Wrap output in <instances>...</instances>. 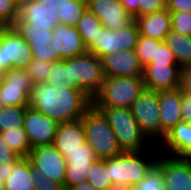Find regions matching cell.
Instances as JSON below:
<instances>
[{
	"label": "cell",
	"instance_id": "obj_1",
	"mask_svg": "<svg viewBox=\"0 0 191 190\" xmlns=\"http://www.w3.org/2000/svg\"><path fill=\"white\" fill-rule=\"evenodd\" d=\"M92 106V99L81 89L53 87L48 82L34 83L29 96V107L59 123L75 122Z\"/></svg>",
	"mask_w": 191,
	"mask_h": 190
},
{
	"label": "cell",
	"instance_id": "obj_2",
	"mask_svg": "<svg viewBox=\"0 0 191 190\" xmlns=\"http://www.w3.org/2000/svg\"><path fill=\"white\" fill-rule=\"evenodd\" d=\"M146 153L145 150L123 151L117 156L108 158L107 166L112 184L131 188L141 181L156 165L159 157L152 155L151 159L149 157L151 155Z\"/></svg>",
	"mask_w": 191,
	"mask_h": 190
},
{
	"label": "cell",
	"instance_id": "obj_3",
	"mask_svg": "<svg viewBox=\"0 0 191 190\" xmlns=\"http://www.w3.org/2000/svg\"><path fill=\"white\" fill-rule=\"evenodd\" d=\"M107 119L122 151H143L150 141L142 133L130 108L94 107ZM146 141V142H145ZM145 146V147H144ZM146 148V149H145Z\"/></svg>",
	"mask_w": 191,
	"mask_h": 190
},
{
	"label": "cell",
	"instance_id": "obj_4",
	"mask_svg": "<svg viewBox=\"0 0 191 190\" xmlns=\"http://www.w3.org/2000/svg\"><path fill=\"white\" fill-rule=\"evenodd\" d=\"M86 143L97 159H108L123 151L118 145L113 129L103 114L91 106L82 116Z\"/></svg>",
	"mask_w": 191,
	"mask_h": 190
},
{
	"label": "cell",
	"instance_id": "obj_5",
	"mask_svg": "<svg viewBox=\"0 0 191 190\" xmlns=\"http://www.w3.org/2000/svg\"><path fill=\"white\" fill-rule=\"evenodd\" d=\"M143 90L142 77H105L100 91L92 99V106L130 108Z\"/></svg>",
	"mask_w": 191,
	"mask_h": 190
},
{
	"label": "cell",
	"instance_id": "obj_6",
	"mask_svg": "<svg viewBox=\"0 0 191 190\" xmlns=\"http://www.w3.org/2000/svg\"><path fill=\"white\" fill-rule=\"evenodd\" d=\"M68 74L69 84L91 99L100 91L105 79L101 59L89 52L68 59Z\"/></svg>",
	"mask_w": 191,
	"mask_h": 190
},
{
	"label": "cell",
	"instance_id": "obj_7",
	"mask_svg": "<svg viewBox=\"0 0 191 190\" xmlns=\"http://www.w3.org/2000/svg\"><path fill=\"white\" fill-rule=\"evenodd\" d=\"M33 60L31 46L13 26L0 27V69H25Z\"/></svg>",
	"mask_w": 191,
	"mask_h": 190
},
{
	"label": "cell",
	"instance_id": "obj_8",
	"mask_svg": "<svg viewBox=\"0 0 191 190\" xmlns=\"http://www.w3.org/2000/svg\"><path fill=\"white\" fill-rule=\"evenodd\" d=\"M131 112L142 133L151 142H161L158 92L145 89L132 103Z\"/></svg>",
	"mask_w": 191,
	"mask_h": 190
},
{
	"label": "cell",
	"instance_id": "obj_9",
	"mask_svg": "<svg viewBox=\"0 0 191 190\" xmlns=\"http://www.w3.org/2000/svg\"><path fill=\"white\" fill-rule=\"evenodd\" d=\"M139 35V28L135 20L118 31L103 27L97 39L87 50L102 59L105 55L111 53L135 49Z\"/></svg>",
	"mask_w": 191,
	"mask_h": 190
},
{
	"label": "cell",
	"instance_id": "obj_10",
	"mask_svg": "<svg viewBox=\"0 0 191 190\" xmlns=\"http://www.w3.org/2000/svg\"><path fill=\"white\" fill-rule=\"evenodd\" d=\"M33 82L26 69L12 67L4 72L0 83L1 100L5 106H29Z\"/></svg>",
	"mask_w": 191,
	"mask_h": 190
},
{
	"label": "cell",
	"instance_id": "obj_11",
	"mask_svg": "<svg viewBox=\"0 0 191 190\" xmlns=\"http://www.w3.org/2000/svg\"><path fill=\"white\" fill-rule=\"evenodd\" d=\"M27 158L35 172L59 182L64 187L66 158L53 145L31 149Z\"/></svg>",
	"mask_w": 191,
	"mask_h": 190
},
{
	"label": "cell",
	"instance_id": "obj_12",
	"mask_svg": "<svg viewBox=\"0 0 191 190\" xmlns=\"http://www.w3.org/2000/svg\"><path fill=\"white\" fill-rule=\"evenodd\" d=\"M59 122L43 113L31 108H26L23 129L31 149L53 145Z\"/></svg>",
	"mask_w": 191,
	"mask_h": 190
},
{
	"label": "cell",
	"instance_id": "obj_13",
	"mask_svg": "<svg viewBox=\"0 0 191 190\" xmlns=\"http://www.w3.org/2000/svg\"><path fill=\"white\" fill-rule=\"evenodd\" d=\"M156 165L163 171L166 190H191V158L162 154Z\"/></svg>",
	"mask_w": 191,
	"mask_h": 190
},
{
	"label": "cell",
	"instance_id": "obj_14",
	"mask_svg": "<svg viewBox=\"0 0 191 190\" xmlns=\"http://www.w3.org/2000/svg\"><path fill=\"white\" fill-rule=\"evenodd\" d=\"M18 33L27 40L31 46L33 59L39 61H58V52L52 45L54 28L32 27V24H13Z\"/></svg>",
	"mask_w": 191,
	"mask_h": 190
},
{
	"label": "cell",
	"instance_id": "obj_15",
	"mask_svg": "<svg viewBox=\"0 0 191 190\" xmlns=\"http://www.w3.org/2000/svg\"><path fill=\"white\" fill-rule=\"evenodd\" d=\"M86 3L87 9L112 31L121 30L134 21L118 0H86Z\"/></svg>",
	"mask_w": 191,
	"mask_h": 190
},
{
	"label": "cell",
	"instance_id": "obj_16",
	"mask_svg": "<svg viewBox=\"0 0 191 190\" xmlns=\"http://www.w3.org/2000/svg\"><path fill=\"white\" fill-rule=\"evenodd\" d=\"M101 62L105 77H143L144 66L135 49L105 55Z\"/></svg>",
	"mask_w": 191,
	"mask_h": 190
},
{
	"label": "cell",
	"instance_id": "obj_17",
	"mask_svg": "<svg viewBox=\"0 0 191 190\" xmlns=\"http://www.w3.org/2000/svg\"><path fill=\"white\" fill-rule=\"evenodd\" d=\"M67 163L64 189L87 181L88 171L97 159L93 149L87 144H82L80 149L73 152H60Z\"/></svg>",
	"mask_w": 191,
	"mask_h": 190
},
{
	"label": "cell",
	"instance_id": "obj_18",
	"mask_svg": "<svg viewBox=\"0 0 191 190\" xmlns=\"http://www.w3.org/2000/svg\"><path fill=\"white\" fill-rule=\"evenodd\" d=\"M178 65L149 63L144 66L143 81L145 89L156 92L176 90L180 87Z\"/></svg>",
	"mask_w": 191,
	"mask_h": 190
},
{
	"label": "cell",
	"instance_id": "obj_19",
	"mask_svg": "<svg viewBox=\"0 0 191 190\" xmlns=\"http://www.w3.org/2000/svg\"><path fill=\"white\" fill-rule=\"evenodd\" d=\"M52 45L58 60L81 56L88 52L77 27L58 23L52 33Z\"/></svg>",
	"mask_w": 191,
	"mask_h": 190
},
{
	"label": "cell",
	"instance_id": "obj_20",
	"mask_svg": "<svg viewBox=\"0 0 191 190\" xmlns=\"http://www.w3.org/2000/svg\"><path fill=\"white\" fill-rule=\"evenodd\" d=\"M59 23L56 0L30 1L19 10L14 24H32V27L54 28Z\"/></svg>",
	"mask_w": 191,
	"mask_h": 190
},
{
	"label": "cell",
	"instance_id": "obj_21",
	"mask_svg": "<svg viewBox=\"0 0 191 190\" xmlns=\"http://www.w3.org/2000/svg\"><path fill=\"white\" fill-rule=\"evenodd\" d=\"M160 106L161 141L181 118V90L178 88L171 91L158 92Z\"/></svg>",
	"mask_w": 191,
	"mask_h": 190
},
{
	"label": "cell",
	"instance_id": "obj_22",
	"mask_svg": "<svg viewBox=\"0 0 191 190\" xmlns=\"http://www.w3.org/2000/svg\"><path fill=\"white\" fill-rule=\"evenodd\" d=\"M161 144L169 156L191 158V123L179 121L165 134Z\"/></svg>",
	"mask_w": 191,
	"mask_h": 190
},
{
	"label": "cell",
	"instance_id": "obj_23",
	"mask_svg": "<svg viewBox=\"0 0 191 190\" xmlns=\"http://www.w3.org/2000/svg\"><path fill=\"white\" fill-rule=\"evenodd\" d=\"M139 34L159 41H164L171 31V14L165 8L161 11L137 17L135 19Z\"/></svg>",
	"mask_w": 191,
	"mask_h": 190
},
{
	"label": "cell",
	"instance_id": "obj_24",
	"mask_svg": "<svg viewBox=\"0 0 191 190\" xmlns=\"http://www.w3.org/2000/svg\"><path fill=\"white\" fill-rule=\"evenodd\" d=\"M85 143V131L81 119L75 122L59 123L53 142V146L59 152H73Z\"/></svg>",
	"mask_w": 191,
	"mask_h": 190
},
{
	"label": "cell",
	"instance_id": "obj_25",
	"mask_svg": "<svg viewBox=\"0 0 191 190\" xmlns=\"http://www.w3.org/2000/svg\"><path fill=\"white\" fill-rule=\"evenodd\" d=\"M34 169L27 157H22L14 166L11 175L4 181L5 190H34Z\"/></svg>",
	"mask_w": 191,
	"mask_h": 190
},
{
	"label": "cell",
	"instance_id": "obj_26",
	"mask_svg": "<svg viewBox=\"0 0 191 190\" xmlns=\"http://www.w3.org/2000/svg\"><path fill=\"white\" fill-rule=\"evenodd\" d=\"M164 42L173 52L180 68L191 65V36L171 30Z\"/></svg>",
	"mask_w": 191,
	"mask_h": 190
},
{
	"label": "cell",
	"instance_id": "obj_27",
	"mask_svg": "<svg viewBox=\"0 0 191 190\" xmlns=\"http://www.w3.org/2000/svg\"><path fill=\"white\" fill-rule=\"evenodd\" d=\"M59 23L77 26L87 9L86 0H56Z\"/></svg>",
	"mask_w": 191,
	"mask_h": 190
},
{
	"label": "cell",
	"instance_id": "obj_28",
	"mask_svg": "<svg viewBox=\"0 0 191 190\" xmlns=\"http://www.w3.org/2000/svg\"><path fill=\"white\" fill-rule=\"evenodd\" d=\"M76 27L84 45L88 49L97 39L99 32L104 26L96 15L86 9Z\"/></svg>",
	"mask_w": 191,
	"mask_h": 190
},
{
	"label": "cell",
	"instance_id": "obj_29",
	"mask_svg": "<svg viewBox=\"0 0 191 190\" xmlns=\"http://www.w3.org/2000/svg\"><path fill=\"white\" fill-rule=\"evenodd\" d=\"M87 181L97 190H106L112 184L107 159H96L88 171Z\"/></svg>",
	"mask_w": 191,
	"mask_h": 190
},
{
	"label": "cell",
	"instance_id": "obj_30",
	"mask_svg": "<svg viewBox=\"0 0 191 190\" xmlns=\"http://www.w3.org/2000/svg\"><path fill=\"white\" fill-rule=\"evenodd\" d=\"M0 135L20 157H28L31 146L23 128L7 129L0 132Z\"/></svg>",
	"mask_w": 191,
	"mask_h": 190
},
{
	"label": "cell",
	"instance_id": "obj_31",
	"mask_svg": "<svg viewBox=\"0 0 191 190\" xmlns=\"http://www.w3.org/2000/svg\"><path fill=\"white\" fill-rule=\"evenodd\" d=\"M28 106H5L0 110V132L7 129L23 128Z\"/></svg>",
	"mask_w": 191,
	"mask_h": 190
},
{
	"label": "cell",
	"instance_id": "obj_32",
	"mask_svg": "<svg viewBox=\"0 0 191 190\" xmlns=\"http://www.w3.org/2000/svg\"><path fill=\"white\" fill-rule=\"evenodd\" d=\"M46 82L51 84L53 87L60 85L66 86L69 89H75L71 84H69L68 59H61L52 62V67L49 70Z\"/></svg>",
	"mask_w": 191,
	"mask_h": 190
},
{
	"label": "cell",
	"instance_id": "obj_33",
	"mask_svg": "<svg viewBox=\"0 0 191 190\" xmlns=\"http://www.w3.org/2000/svg\"><path fill=\"white\" fill-rule=\"evenodd\" d=\"M130 190H166L163 171L155 165L151 171Z\"/></svg>",
	"mask_w": 191,
	"mask_h": 190
},
{
	"label": "cell",
	"instance_id": "obj_34",
	"mask_svg": "<svg viewBox=\"0 0 191 190\" xmlns=\"http://www.w3.org/2000/svg\"><path fill=\"white\" fill-rule=\"evenodd\" d=\"M161 42L162 41L139 35L135 51L143 66L151 63L152 58H155L156 47H158Z\"/></svg>",
	"mask_w": 191,
	"mask_h": 190
},
{
	"label": "cell",
	"instance_id": "obj_35",
	"mask_svg": "<svg viewBox=\"0 0 191 190\" xmlns=\"http://www.w3.org/2000/svg\"><path fill=\"white\" fill-rule=\"evenodd\" d=\"M51 67L52 62L39 61L33 59L25 69L32 82L38 83L47 80L48 73Z\"/></svg>",
	"mask_w": 191,
	"mask_h": 190
},
{
	"label": "cell",
	"instance_id": "obj_36",
	"mask_svg": "<svg viewBox=\"0 0 191 190\" xmlns=\"http://www.w3.org/2000/svg\"><path fill=\"white\" fill-rule=\"evenodd\" d=\"M19 17L14 0H0V27L12 26Z\"/></svg>",
	"mask_w": 191,
	"mask_h": 190
},
{
	"label": "cell",
	"instance_id": "obj_37",
	"mask_svg": "<svg viewBox=\"0 0 191 190\" xmlns=\"http://www.w3.org/2000/svg\"><path fill=\"white\" fill-rule=\"evenodd\" d=\"M171 30L191 36V13L190 12H170Z\"/></svg>",
	"mask_w": 191,
	"mask_h": 190
},
{
	"label": "cell",
	"instance_id": "obj_38",
	"mask_svg": "<svg viewBox=\"0 0 191 190\" xmlns=\"http://www.w3.org/2000/svg\"><path fill=\"white\" fill-rule=\"evenodd\" d=\"M151 63L178 65L173 52L164 41L156 47L155 58H152Z\"/></svg>",
	"mask_w": 191,
	"mask_h": 190
},
{
	"label": "cell",
	"instance_id": "obj_39",
	"mask_svg": "<svg viewBox=\"0 0 191 190\" xmlns=\"http://www.w3.org/2000/svg\"><path fill=\"white\" fill-rule=\"evenodd\" d=\"M34 190H65L64 187L53 179H49L34 171Z\"/></svg>",
	"mask_w": 191,
	"mask_h": 190
},
{
	"label": "cell",
	"instance_id": "obj_40",
	"mask_svg": "<svg viewBox=\"0 0 191 190\" xmlns=\"http://www.w3.org/2000/svg\"><path fill=\"white\" fill-rule=\"evenodd\" d=\"M165 8V0H139V17L161 11Z\"/></svg>",
	"mask_w": 191,
	"mask_h": 190
},
{
	"label": "cell",
	"instance_id": "obj_41",
	"mask_svg": "<svg viewBox=\"0 0 191 190\" xmlns=\"http://www.w3.org/2000/svg\"><path fill=\"white\" fill-rule=\"evenodd\" d=\"M21 158L22 157L9 147L0 135V165H4L5 163H17Z\"/></svg>",
	"mask_w": 191,
	"mask_h": 190
},
{
	"label": "cell",
	"instance_id": "obj_42",
	"mask_svg": "<svg viewBox=\"0 0 191 190\" xmlns=\"http://www.w3.org/2000/svg\"><path fill=\"white\" fill-rule=\"evenodd\" d=\"M179 89L181 93L191 96V65L181 68Z\"/></svg>",
	"mask_w": 191,
	"mask_h": 190
},
{
	"label": "cell",
	"instance_id": "obj_43",
	"mask_svg": "<svg viewBox=\"0 0 191 190\" xmlns=\"http://www.w3.org/2000/svg\"><path fill=\"white\" fill-rule=\"evenodd\" d=\"M166 9L169 12L191 13V0H168L166 2Z\"/></svg>",
	"mask_w": 191,
	"mask_h": 190
},
{
	"label": "cell",
	"instance_id": "obj_44",
	"mask_svg": "<svg viewBox=\"0 0 191 190\" xmlns=\"http://www.w3.org/2000/svg\"><path fill=\"white\" fill-rule=\"evenodd\" d=\"M181 118L191 123V96L181 93Z\"/></svg>",
	"mask_w": 191,
	"mask_h": 190
},
{
	"label": "cell",
	"instance_id": "obj_45",
	"mask_svg": "<svg viewBox=\"0 0 191 190\" xmlns=\"http://www.w3.org/2000/svg\"><path fill=\"white\" fill-rule=\"evenodd\" d=\"M126 12L129 13L134 20L139 17V0H119Z\"/></svg>",
	"mask_w": 191,
	"mask_h": 190
},
{
	"label": "cell",
	"instance_id": "obj_46",
	"mask_svg": "<svg viewBox=\"0 0 191 190\" xmlns=\"http://www.w3.org/2000/svg\"><path fill=\"white\" fill-rule=\"evenodd\" d=\"M16 163H5L0 165V180L5 181L13 172Z\"/></svg>",
	"mask_w": 191,
	"mask_h": 190
},
{
	"label": "cell",
	"instance_id": "obj_47",
	"mask_svg": "<svg viewBox=\"0 0 191 190\" xmlns=\"http://www.w3.org/2000/svg\"><path fill=\"white\" fill-rule=\"evenodd\" d=\"M67 190H97L88 181L81 182L75 186L69 187Z\"/></svg>",
	"mask_w": 191,
	"mask_h": 190
},
{
	"label": "cell",
	"instance_id": "obj_48",
	"mask_svg": "<svg viewBox=\"0 0 191 190\" xmlns=\"http://www.w3.org/2000/svg\"><path fill=\"white\" fill-rule=\"evenodd\" d=\"M31 0H14L15 5L20 10L22 7L26 6Z\"/></svg>",
	"mask_w": 191,
	"mask_h": 190
},
{
	"label": "cell",
	"instance_id": "obj_49",
	"mask_svg": "<svg viewBox=\"0 0 191 190\" xmlns=\"http://www.w3.org/2000/svg\"><path fill=\"white\" fill-rule=\"evenodd\" d=\"M106 190H130V188L121 187L119 185H111Z\"/></svg>",
	"mask_w": 191,
	"mask_h": 190
},
{
	"label": "cell",
	"instance_id": "obj_50",
	"mask_svg": "<svg viewBox=\"0 0 191 190\" xmlns=\"http://www.w3.org/2000/svg\"><path fill=\"white\" fill-rule=\"evenodd\" d=\"M4 71L0 69V83L3 81Z\"/></svg>",
	"mask_w": 191,
	"mask_h": 190
},
{
	"label": "cell",
	"instance_id": "obj_51",
	"mask_svg": "<svg viewBox=\"0 0 191 190\" xmlns=\"http://www.w3.org/2000/svg\"><path fill=\"white\" fill-rule=\"evenodd\" d=\"M0 190H5L4 189V182L0 180Z\"/></svg>",
	"mask_w": 191,
	"mask_h": 190
},
{
	"label": "cell",
	"instance_id": "obj_52",
	"mask_svg": "<svg viewBox=\"0 0 191 190\" xmlns=\"http://www.w3.org/2000/svg\"><path fill=\"white\" fill-rule=\"evenodd\" d=\"M4 107H5V105L3 104L2 100H1V95H0V110H1L2 108H4Z\"/></svg>",
	"mask_w": 191,
	"mask_h": 190
},
{
	"label": "cell",
	"instance_id": "obj_53",
	"mask_svg": "<svg viewBox=\"0 0 191 190\" xmlns=\"http://www.w3.org/2000/svg\"><path fill=\"white\" fill-rule=\"evenodd\" d=\"M31 1H34V2H40V3L43 2V0H31Z\"/></svg>",
	"mask_w": 191,
	"mask_h": 190
}]
</instances>
